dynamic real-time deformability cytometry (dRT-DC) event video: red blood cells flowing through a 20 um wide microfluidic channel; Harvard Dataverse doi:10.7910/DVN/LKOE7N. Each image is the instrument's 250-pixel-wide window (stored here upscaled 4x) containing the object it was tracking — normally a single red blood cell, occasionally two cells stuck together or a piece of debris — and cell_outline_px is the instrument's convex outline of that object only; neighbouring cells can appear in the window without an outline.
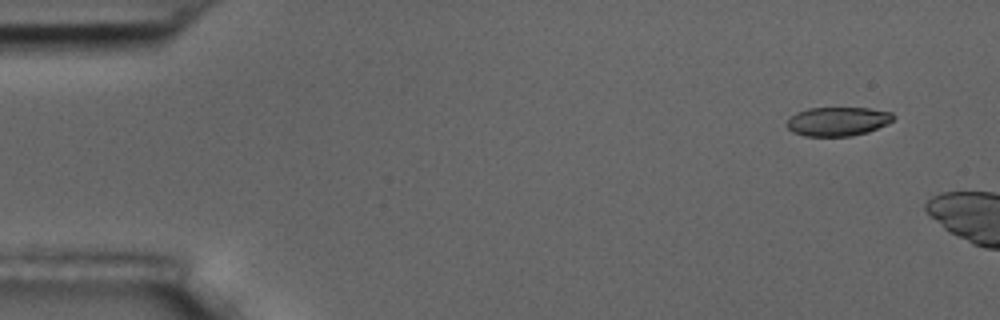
{"species": "common noctule bat (a hibernating species)", "species_latin": "Nyctalus noctula", "temperature_condition": "room temperature", "stored_images_in_passage": 3, "camera_frame_rate_fps": 3000, "um_per_image_px": 0.085, "animal": {"sex": "male", "body_mass_g": 17.5, "forearm_length_mm": 52.3}, "frame": {"image": 1, "passage_image": 1, "time_ms": 0.0, "image_size_px": [1000, 320], "cell_outline_px": [[896, 116], [888, 124], [868, 132], [852, 136], [804, 136], [792, 132], [788, 128], [788, 120], [796, 112], [808, 108], [868, 108], [892, 112]], "centroid_in_image_um": [71.24, 10.32], "position_along_channel_um": 13.8, "area_um2": 18.03}}